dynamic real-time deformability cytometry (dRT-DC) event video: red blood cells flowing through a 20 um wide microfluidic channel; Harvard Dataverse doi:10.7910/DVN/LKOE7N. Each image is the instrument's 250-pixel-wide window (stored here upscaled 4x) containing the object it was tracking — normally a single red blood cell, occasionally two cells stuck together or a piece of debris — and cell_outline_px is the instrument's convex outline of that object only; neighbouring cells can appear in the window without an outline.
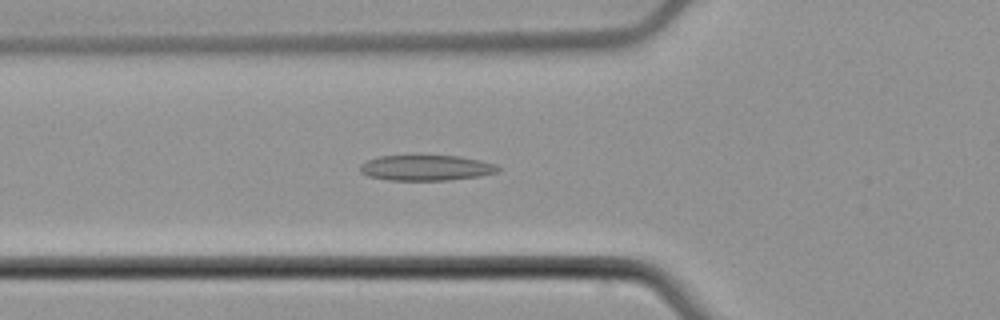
{"species": "common noctule bat (a hibernating species)", "species_latin": "Nyctalus noctula", "temperature_condition": "cold", "stored_images_in_passage": 42, "camera_frame_rate_fps": 3000, "um_per_image_px": 0.085, "animal": {"sex": "male", "body_mass_g": 21.5, "forearm_length_mm": 52.0}, "frame": {"image": 1, "passage_image": 10, "time_ms": 3.0, "image_size_px": [1000, 320], "cell_outline_px": [[500, 172], [480, 176], [448, 180], [388, 180], [368, 176], [360, 172], [360, 164], [368, 160], [380, 156], [460, 156], [480, 160], [496, 164], [500, 168]], "centroid_in_image_um": [36.25, 14.27], "position_along_channel_um": 89.5, "area_um2": 20.52}}
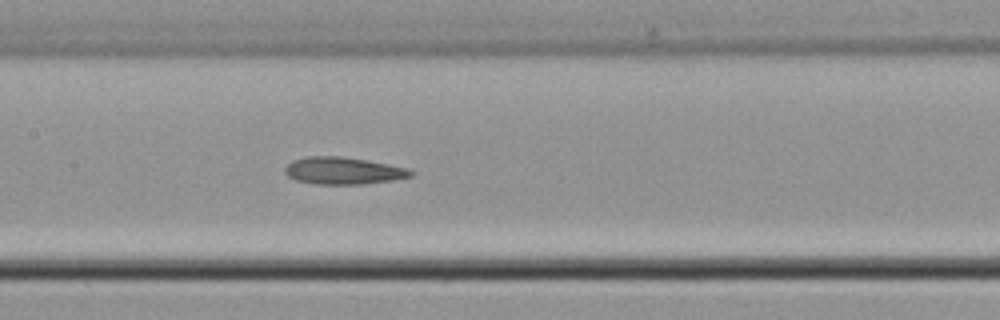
{"frame": {"image": 2, "passage_image": 17, "time_ms": 5.333, "image_size_px": [1000, 320], "cell_outline_px": [[416, 172], [412, 176], [392, 180], [360, 184], [316, 184], [296, 180], [288, 176], [284, 172], [284, 168], [292, 160], [308, 156], [340, 156], [368, 160], [408, 168]], "centroid_in_image_um": [29.18, 14.5], "position_along_channel_um": 178.2, "area_um2": 19.94}}
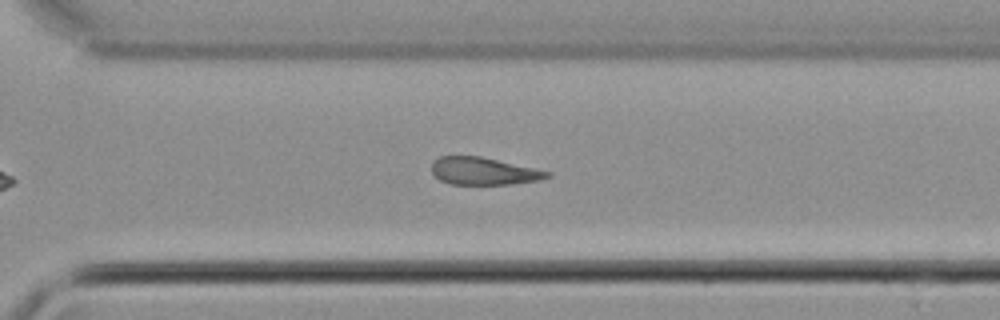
{"frame": {"image": 3, "passage_image": 29, "time_ms": 9.333, "image_size_px": [1000, 320], "cell_outline_px": [[552, 176], [536, 180], [508, 184], [448, 184], [440, 180], [432, 172], [432, 160], [440, 156], [480, 156], [552, 172]], "centroid_in_image_um": [41.07, 14.54], "position_along_channel_um": 329.5, "area_um2": 18.32}, "authors_computed_cell_mechanics": {"area_um2": 19.3052, "velocity_mm_per_s": 3.784, "shape_relaxation_time_tau1_ms": 4.266, "shape_relaxation_time_tau2_ms": 5.2784, "deformation_change_tau1": 0.0915, "deformation_change_tau2": 0.1283}}